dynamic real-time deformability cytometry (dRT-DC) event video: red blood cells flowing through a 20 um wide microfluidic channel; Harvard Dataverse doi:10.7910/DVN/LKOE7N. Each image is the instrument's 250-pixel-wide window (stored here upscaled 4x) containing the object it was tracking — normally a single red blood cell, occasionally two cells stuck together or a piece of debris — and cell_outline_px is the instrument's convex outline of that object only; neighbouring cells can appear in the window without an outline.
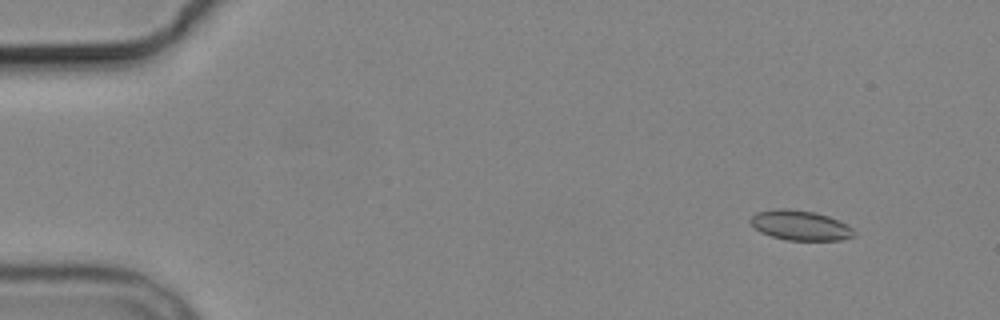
{"species": "common noctule bat (a hibernating species)", "species_latin": "Nyctalus noctula", "temperature_condition": "cold", "stored_images_in_passage": 6, "camera_frame_rate_fps": 3000, "um_per_image_px": 0.085, "animal": {"sex": "male", "body_mass_g": 19.2, "forearm_length_mm": 51.8}, "frame": {"image": 1, "passage_image": 2, "time_ms": 1.0, "image_size_px": [1000, 320], "cell_outline_px": [[856, 236], [844, 240], [788, 240], [772, 236], [760, 232], [748, 220], [756, 212], [780, 208], [788, 208], [816, 212], [828, 216], [848, 224], [856, 232]], "centroid_in_image_um": [68.06, 19.15], "position_along_channel_um": 16.9, "area_um2": 18.21}}
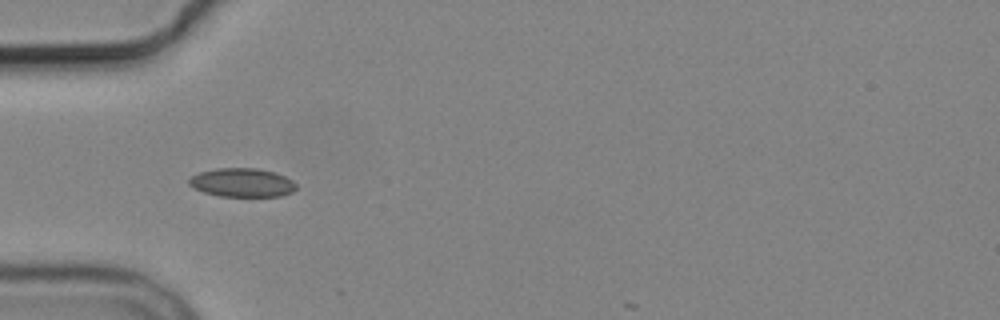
{"frame": {"image": 2, "passage_image": 5, "time_ms": 5.0, "image_size_px": [1000, 320], "cell_outline_px": [[296, 188], [292, 192], [280, 196], [220, 196], [204, 192], [188, 184], [188, 180], [192, 176], [200, 172], [216, 168], [256, 168], [276, 172], [292, 180], [296, 184]], "centroid_in_image_um": [20.59, 15.51], "position_along_channel_um": 64.4, "area_um2": 17.86}}